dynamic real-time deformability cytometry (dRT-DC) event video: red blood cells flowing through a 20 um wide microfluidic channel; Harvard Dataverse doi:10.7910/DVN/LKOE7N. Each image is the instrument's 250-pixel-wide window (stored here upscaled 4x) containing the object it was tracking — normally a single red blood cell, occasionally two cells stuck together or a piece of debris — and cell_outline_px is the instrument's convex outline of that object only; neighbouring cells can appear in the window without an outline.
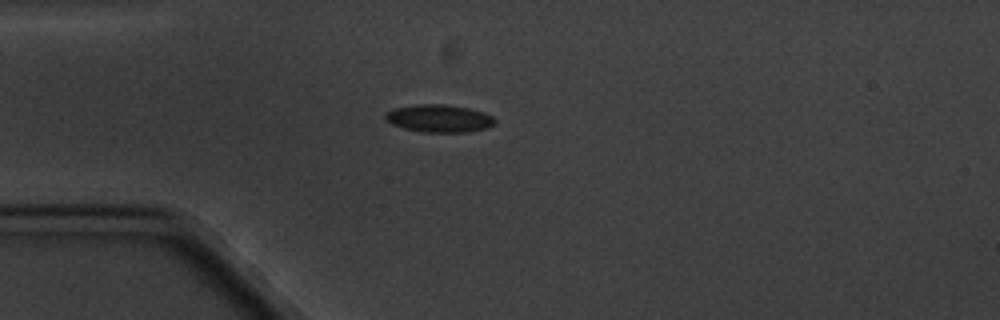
{"species": "common noctule bat (a hibernating species)", "species_latin": "Nyctalus noctula", "temperature_condition": "cold", "stored_images_in_passage": 6, "camera_frame_rate_fps": 3000, "um_per_image_px": 0.085, "animal": {"sex": "male", "body_mass_g": 20.1, "forearm_length_mm": 53.5}, "frame": {"image": 1, "passage_image": 3, "time_ms": 3.333, "image_size_px": [1000, 320], "cell_outline_px": [[496, 120], [488, 128], [468, 132], [424, 132], [404, 128], [392, 124], [384, 116], [384, 112], [392, 108], [416, 104], [444, 104], [468, 108], [484, 112], [492, 116]], "centroid_in_image_um": [37.31, 10.06], "position_along_channel_um": 47.7, "area_um2": 17.69}}